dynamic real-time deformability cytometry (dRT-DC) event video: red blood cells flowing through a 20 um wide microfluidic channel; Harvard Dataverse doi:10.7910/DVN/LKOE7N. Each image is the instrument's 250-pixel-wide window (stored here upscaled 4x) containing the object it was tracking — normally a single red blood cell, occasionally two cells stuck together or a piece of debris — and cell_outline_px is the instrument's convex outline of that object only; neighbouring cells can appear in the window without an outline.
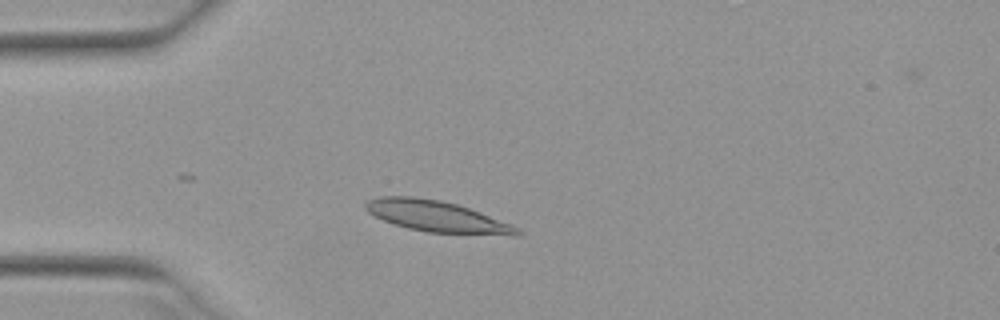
{"species": "Egyptian fruit bat (a non-hibernating species)", "species_latin": "Rousettus aegyptiacus", "temperature_condition": "warm", "stored_images_in_passage": 15, "camera_frame_rate_fps": 3000, "um_per_image_px": 0.085, "animal": {"sex": "female"}, "frame": {"image": 1, "passage_image": 10, "time_ms": 3.0, "image_size_px": [1000, 320], "cell_outline_px": [[524, 232], [516, 236], [428, 232], [408, 228], [372, 216], [364, 208], [364, 204], [368, 200], [380, 196], [412, 196], [440, 200], [456, 204], [480, 212], [512, 224], [520, 228]], "centroid_in_image_um": [37.16, 18.4], "position_along_channel_um": 47.8, "area_um2": 27.63}}
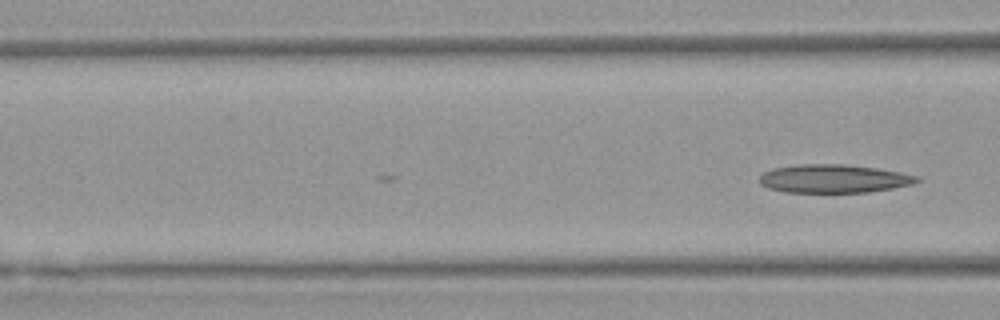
{"frame": {"image": 2, "passage_image": 15, "time_ms": 4.667, "image_size_px": [1000, 320], "cell_outline_px": [[920, 180], [912, 184], [892, 188], [868, 192], [784, 192], [768, 188], [760, 184], [760, 176], [764, 172], [772, 168], [800, 164], [844, 164], [876, 168], [900, 172], [920, 176]], "centroid_in_image_um": [70.86, 15.18], "position_along_channel_um": 95.7, "area_um2": 26.01}}